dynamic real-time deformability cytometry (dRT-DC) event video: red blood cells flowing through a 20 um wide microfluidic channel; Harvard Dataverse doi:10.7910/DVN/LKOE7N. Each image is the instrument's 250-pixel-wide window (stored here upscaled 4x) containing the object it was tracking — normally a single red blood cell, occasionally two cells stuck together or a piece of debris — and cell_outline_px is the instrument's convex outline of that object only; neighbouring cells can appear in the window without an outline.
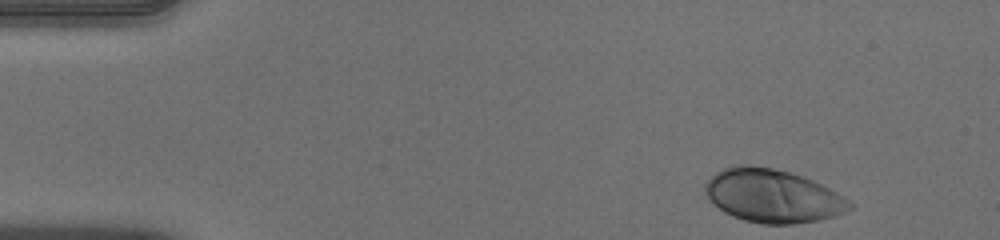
{"species": "human", "species_latin": "Homo sapiens", "temperature_condition": "warm", "stored_images_in_passage": 47, "camera_frame_rate_fps": 3000, "um_per_image_px": 0.085, "donor": {"sex": "male"}, "frame": {"image": 1, "passage_image": 1, "time_ms": 0.0, "image_size_px": [1000, 240], "cell_outline_px": [[856, 204], [852, 208], [836, 216], [820, 220], [792, 224], [760, 224], [744, 220], [732, 216], [724, 212], [704, 192], [704, 184], [716, 172], [724, 168], [736, 164], [752, 164], [792, 172], [812, 180], [844, 196]], "centroid_in_image_um": [65.7, 16.64], "position_along_channel_um": 19.3, "area_um2": 45.08}}
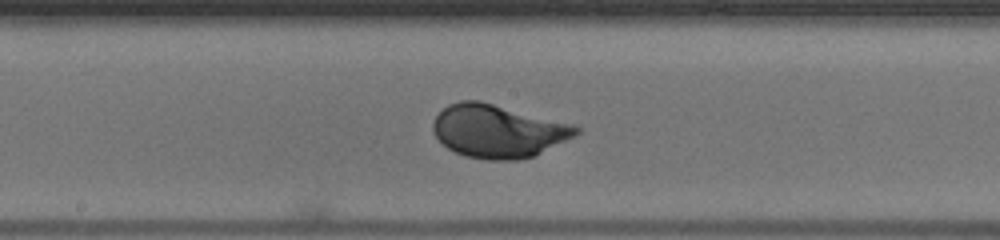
{"frame": {"image": 2, "passage_image": 23, "time_ms": 7.333, "image_size_px": [1000, 240], "cell_outline_px": [[580, 132], [532, 156], [516, 160], [488, 160], [464, 156], [448, 148], [432, 132], [432, 120], [448, 104], [460, 100], [480, 100], [572, 124], [580, 128]], "centroid_in_image_um": [42.26, 11.13], "position_along_channel_um": 205.9, "area_um2": 43.75}}
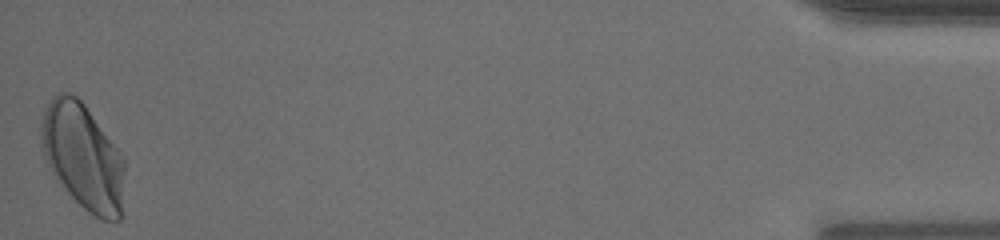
{"frame": {"image": 3, "passage_image": 47, "time_ms": 15.333, "image_size_px": [1000, 240], "cell_outline_px": [[124, 168], [120, 220], [104, 220], [88, 212], [56, 180], [48, 164], [44, 152], [40, 136], [40, 128], [44, 108], [52, 96], [56, 92], [68, 92], [76, 96], [84, 104], [124, 156]], "centroid_in_image_um": [7.03, 13.27], "position_along_channel_um": 428.2, "area_um2": 51.21}, "authors_computed_cell_mechanics": {"area_um2": 43.5234, "velocity_mm_per_s": 3.9249, "shape_relaxation_time_tau1_ms": 2.4904, "shape_relaxation_time_tau2_ms": null, "deformation_change_tau1": 0.1578, "deformation_change_tau2": null}}